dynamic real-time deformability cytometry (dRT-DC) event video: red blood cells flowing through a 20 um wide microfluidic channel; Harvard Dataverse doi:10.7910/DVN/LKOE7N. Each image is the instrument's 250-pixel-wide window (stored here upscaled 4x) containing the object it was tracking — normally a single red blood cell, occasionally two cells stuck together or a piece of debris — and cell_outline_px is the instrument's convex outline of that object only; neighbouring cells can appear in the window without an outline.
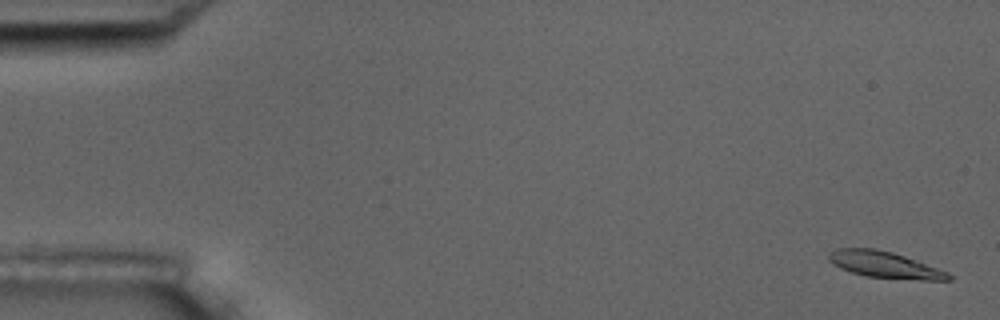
{"species": "common noctule bat (a hibernating species)", "species_latin": "Nyctalus noctula", "temperature_condition": "room temperature", "stored_images_in_passage": 4, "camera_frame_rate_fps": 3000, "um_per_image_px": 0.085, "animal": {"sex": "male", "body_mass_g": 17.5, "forearm_length_mm": 52.3}, "frame": {"image": 1, "passage_image": 1, "time_ms": 0.0, "image_size_px": [1000, 320], "cell_outline_px": [[952, 280], [920, 280], [864, 276], [840, 268], [832, 264], [828, 260], [828, 252], [836, 248], [876, 248], [892, 252], [920, 260], [948, 272], [952, 276]], "centroid_in_image_um": [75.21, 22.49], "position_along_channel_um": 9.8, "area_um2": 18.79}}
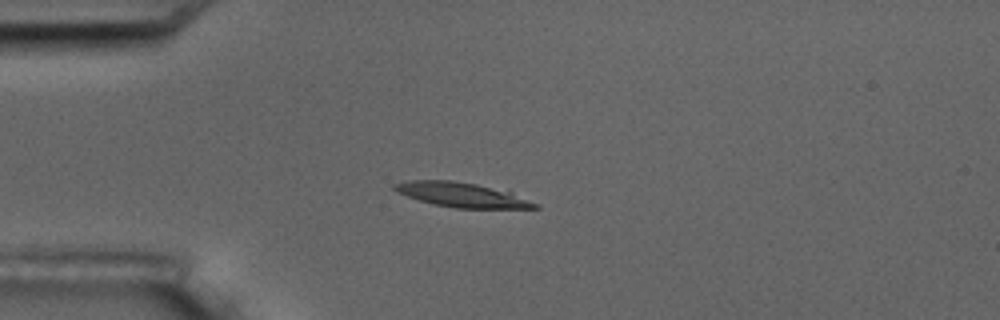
{"frame": {"image": 2, "passage_image": 4, "time_ms": 4.333, "image_size_px": [1000, 320], "cell_outline_px": [[540, 208], [456, 208], [436, 204], [420, 200], [396, 192], [392, 188], [392, 184], [408, 180], [452, 180], [476, 184], [512, 192], [540, 204]], "centroid_in_image_um": [39.28, 16.55], "position_along_channel_um": 45.7, "area_um2": 20.06}}